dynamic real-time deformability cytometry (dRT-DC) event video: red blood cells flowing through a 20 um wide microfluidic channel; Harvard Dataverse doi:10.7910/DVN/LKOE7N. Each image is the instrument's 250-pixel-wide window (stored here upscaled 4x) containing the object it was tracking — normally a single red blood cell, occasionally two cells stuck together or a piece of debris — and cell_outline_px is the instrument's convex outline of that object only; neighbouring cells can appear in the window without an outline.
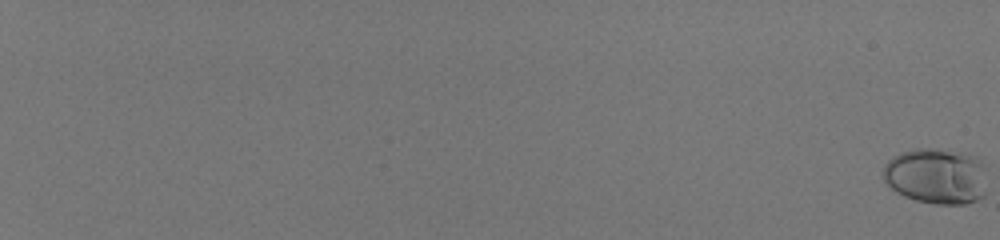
{"species": "human", "species_latin": "Homo sapiens", "temperature_condition": "room temperature", "stored_images_in_passage": 60, "camera_frame_rate_fps": 3000, "um_per_image_px": 0.085, "donor": {"sex": "male"}, "frame": {"image": 1, "passage_image": 1, "time_ms": 0.0, "image_size_px": [1000, 240], "cell_outline_px": [[984, 196], [976, 200], [964, 204], [936, 204], [916, 200], [904, 196], [896, 192], [884, 180], [884, 164], [892, 156], [900, 152], [916, 148], [932, 148], [964, 152], [976, 156], [984, 168]], "centroid_in_image_um": [79.56, 14.95], "position_along_channel_um": 5.4, "area_um2": 33.93}}
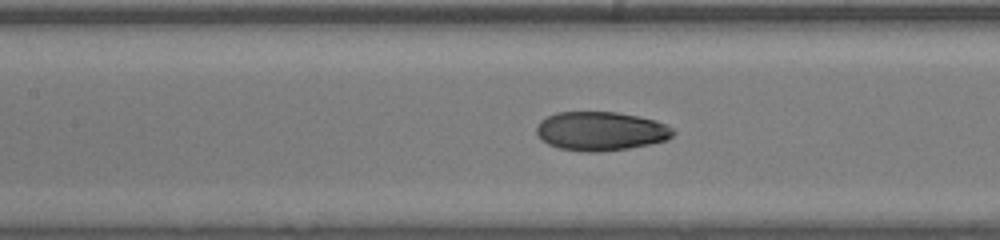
{"frame": {"image": 2, "passage_image": 36, "time_ms": 11.667, "image_size_px": [1000, 240], "cell_outline_px": [[676, 132], [668, 140], [628, 148], [600, 152], [584, 152], [560, 148], [548, 144], [540, 140], [536, 132], [536, 128], [540, 120], [556, 112], [616, 112], [656, 120], [672, 128]], "centroid_in_image_um": [51.04, 11.15], "position_along_channel_um": 156.4, "area_um2": 31.04}}
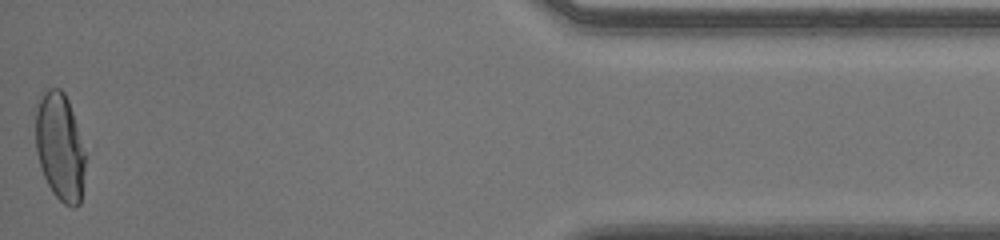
{"frame": {"image": 3, "passage_image": 60, "time_ms": 19.667, "image_size_px": [1000, 240], "cell_outline_px": [[84, 168], [80, 204], [76, 208], [72, 208], [64, 204], [52, 192], [44, 176], [36, 152], [36, 112], [40, 92], [48, 88], [60, 88], [64, 92], [68, 100], [76, 124], [84, 152]], "centroid_in_image_um": [5.07, 12.47], "position_along_channel_um": 430.1, "area_um2": 30.92}, "authors_computed_cell_mechanics": {"area_um2": 30.923, "velocity_mm_per_s": 4.0767, "shape_relaxation_time_tau1_ms": 6.7547, "shape_relaxation_time_tau2_ms": null, "deformation_change_tau1": 0.2366, "deformation_change_tau2": null}}